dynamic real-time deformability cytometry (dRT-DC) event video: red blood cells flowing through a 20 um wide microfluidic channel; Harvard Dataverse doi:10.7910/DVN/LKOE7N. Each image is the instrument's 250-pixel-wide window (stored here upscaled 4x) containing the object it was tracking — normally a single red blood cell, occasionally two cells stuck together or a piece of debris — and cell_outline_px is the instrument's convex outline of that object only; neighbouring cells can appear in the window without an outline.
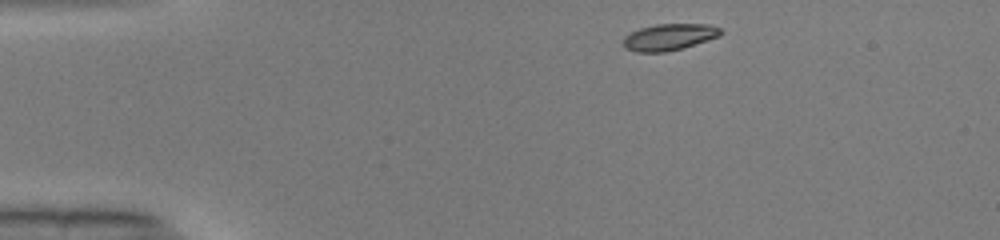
{"species": "common noctule bat (a hibernating species)", "species_latin": "Nyctalus noctula", "temperature_condition": "warm", "stored_images_in_passage": 42, "camera_frame_rate_fps": 3000, "um_per_image_px": 0.085, "animal": {"sex": "male", "body_mass_g": 19.0, "forearm_length_mm": 50.8}, "frame": {"image": 1, "passage_image": 1, "time_ms": 0.0, "image_size_px": [1000, 240], "cell_outline_px": [[724, 32], [720, 36], [684, 48], [664, 52], [636, 52], [624, 48], [624, 36], [640, 28], [656, 24], [708, 24], [720, 28]], "centroid_in_image_um": [56.9, 3.15], "position_along_channel_um": 28.1, "area_um2": 15.14}}
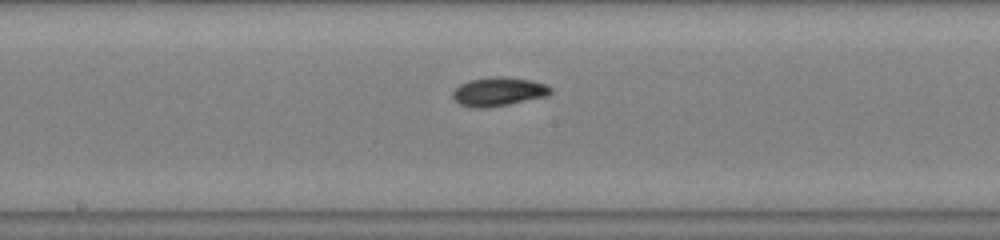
{"frame": {"image": 2, "passage_image": 19, "time_ms": 6.0, "image_size_px": [1000, 240], "cell_outline_px": [[552, 92], [548, 96], [508, 104], [480, 108], [460, 104], [452, 96], [452, 92], [460, 84], [468, 80], [496, 76], [504, 76], [532, 80], [544, 84], [552, 88]], "centroid_in_image_um": [42.39, 7.77], "position_along_channel_um": 205.8, "area_um2": 16.3}}
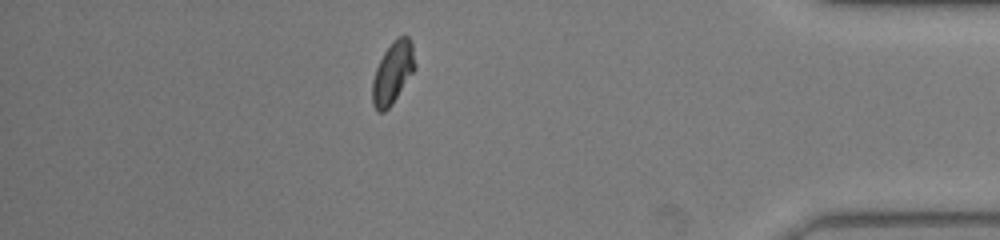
{"frame": {"image": 3, "passage_image": 36, "time_ms": 11.667, "image_size_px": [1000, 240], "cell_outline_px": [[416, 68], [392, 104], [384, 112], [376, 112], [372, 104], [372, 80], [376, 68], [384, 52], [396, 36], [408, 36], [412, 44], [416, 64]], "centroid_in_image_um": [33.38, 6.19], "position_along_channel_um": 401.8, "area_um2": 15.49}, "authors_computed_cell_mechanics": {"area_um2": 15.1725, "velocity_mm_per_s": 4.0875, "shape_relaxation_time_tau1_ms": 3.6326, "shape_relaxation_time_tau2_ms": 1.7709, "deformation_change_tau1": 0.1792, "deformation_change_tau2": 0.063}}